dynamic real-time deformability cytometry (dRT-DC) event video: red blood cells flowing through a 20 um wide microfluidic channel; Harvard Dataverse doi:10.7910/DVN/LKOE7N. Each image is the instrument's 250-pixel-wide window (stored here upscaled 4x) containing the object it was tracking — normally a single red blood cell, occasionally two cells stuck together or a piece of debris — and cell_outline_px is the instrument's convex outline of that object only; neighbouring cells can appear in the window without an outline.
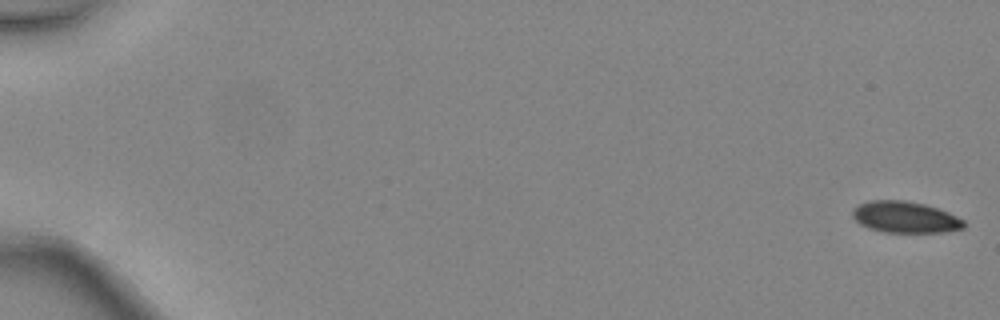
{"species": "common noctule bat (a hibernating species)", "species_latin": "Nyctalus noctula", "temperature_condition": "warm", "stored_images_in_passage": 5, "camera_frame_rate_fps": 3000, "um_per_image_px": 0.085, "animal": {"sex": "female", "body_mass_g": 24.6, "forearm_length_mm": 56.2}, "frame": {"image": 1, "passage_image": 1, "time_ms": 0.0, "image_size_px": [1000, 320], "cell_outline_px": [[964, 228], [944, 232], [884, 232], [868, 228], [860, 224], [852, 216], [852, 208], [868, 200], [904, 200], [924, 204], [948, 212], [964, 220]], "centroid_in_image_um": [76.91, 18.45], "position_along_channel_um": 8.1, "area_um2": 20.35}}
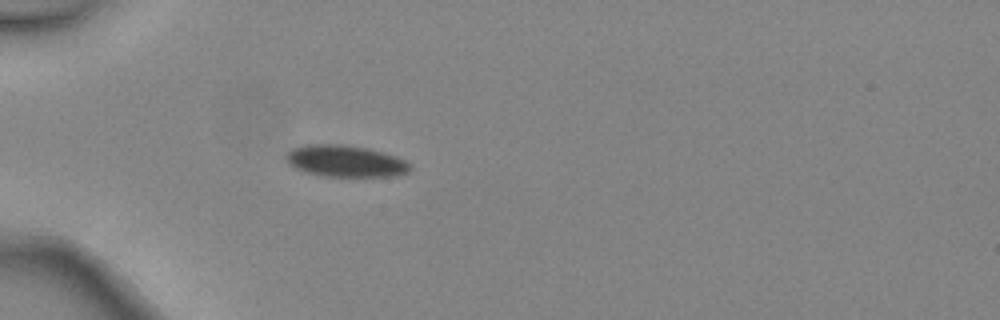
{"frame": {"image": 2, "passage_image": 5, "time_ms": 1.333, "image_size_px": [1000, 320], "cell_outline_px": [[412, 168], [408, 172], [396, 176], [324, 176], [308, 172], [296, 168], [288, 164], [284, 156], [292, 148], [304, 144], [340, 144], [364, 148], [384, 152], [396, 156], [404, 160]], "centroid_in_image_um": [29.34, 13.69], "position_along_channel_um": 55.7, "area_um2": 22.77}}